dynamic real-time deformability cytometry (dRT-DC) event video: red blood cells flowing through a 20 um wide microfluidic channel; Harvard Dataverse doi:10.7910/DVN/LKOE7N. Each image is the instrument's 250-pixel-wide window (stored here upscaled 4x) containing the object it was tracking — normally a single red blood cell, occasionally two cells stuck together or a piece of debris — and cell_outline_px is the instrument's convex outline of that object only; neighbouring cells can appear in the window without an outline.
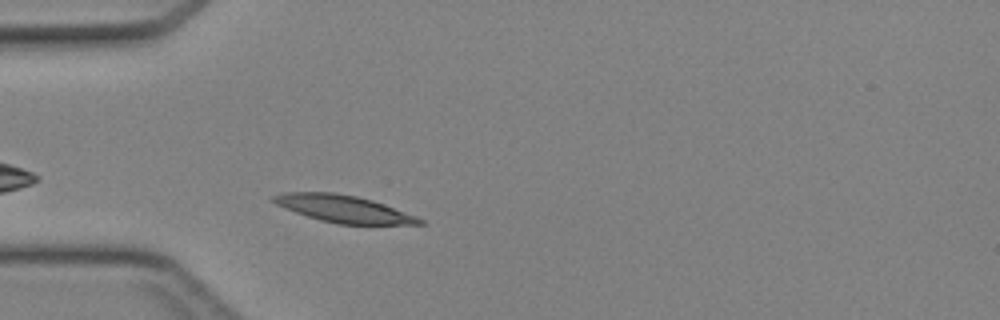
{"species": "Egyptian fruit bat (a non-hibernating species)", "species_latin": "Rousettus aegyptiacus", "temperature_condition": "cold", "stored_images_in_passage": 26, "camera_frame_rate_fps": 3000, "um_per_image_px": 0.085, "animal": {"sex": "female"}, "frame": {"image": 1, "passage_image": 3, "time_ms": 0.667, "image_size_px": [1000, 320], "cell_outline_px": [[424, 224], [336, 224], [320, 220], [296, 212], [276, 204], [272, 200], [272, 196], [280, 192], [332, 192], [356, 196], [372, 200], [384, 204], [416, 216], [424, 220]], "centroid_in_image_um": [29.19, 17.74], "position_along_channel_um": 55.8, "area_um2": 22.89}}
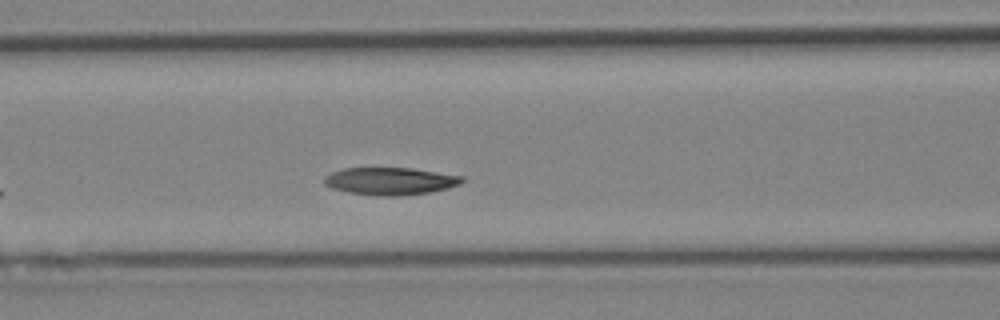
{"frame": {"image": 2, "passage_image": 9, "time_ms": 2.667, "image_size_px": [1000, 320], "cell_outline_px": [[464, 180], [460, 184], [448, 188], [432, 192], [400, 196], [376, 196], [348, 192], [332, 188], [324, 184], [324, 176], [340, 168], [412, 168], [464, 176]], "centroid_in_image_um": [33.17, 15.4], "position_along_channel_um": 133.4, "area_um2": 22.25}}
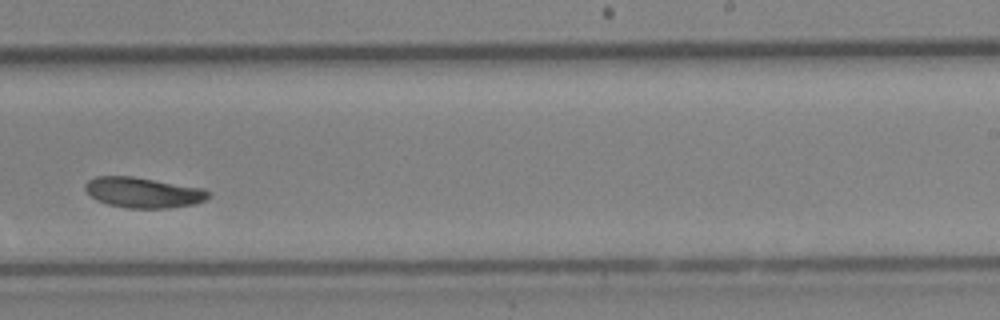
{"frame": {"image": 3, "passage_image": 19, "time_ms": 6.0, "image_size_px": [1000, 320], "cell_outline_px": [[208, 200], [196, 204], [168, 208], [128, 208], [108, 204], [96, 200], [84, 188], [84, 184], [88, 180], [96, 176], [132, 176], [204, 188], [208, 192]], "centroid_in_image_um": [12.18, 16.36], "position_along_channel_um": 276.8, "area_um2": 21.91}}